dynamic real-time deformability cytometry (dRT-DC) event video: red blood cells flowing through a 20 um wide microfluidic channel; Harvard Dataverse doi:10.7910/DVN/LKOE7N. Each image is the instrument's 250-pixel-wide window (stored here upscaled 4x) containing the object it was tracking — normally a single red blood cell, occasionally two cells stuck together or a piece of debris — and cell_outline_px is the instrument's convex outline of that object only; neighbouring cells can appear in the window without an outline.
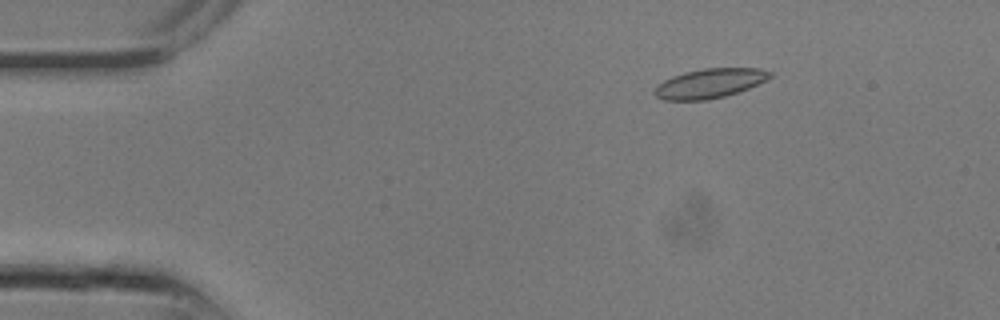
{"species": "common noctule bat (a hibernating species)", "species_latin": "Nyctalus noctula", "temperature_condition": "room temperature", "stored_images_in_passage": 19, "camera_frame_rate_fps": 3000, "um_per_image_px": 0.085, "animal": {"sex": "male", "body_mass_g": 13.3}, "frame": {"image": 1, "passage_image": 4, "time_ms": 1.0, "image_size_px": [1000, 320], "cell_outline_px": [[772, 76], [748, 88], [724, 96], [708, 100], [664, 100], [656, 96], [652, 92], [656, 84], [672, 76], [684, 72], [704, 68], [760, 68], [772, 72]], "centroid_in_image_um": [60.26, 7.08], "position_along_channel_um": 24.7, "area_um2": 19.77}}
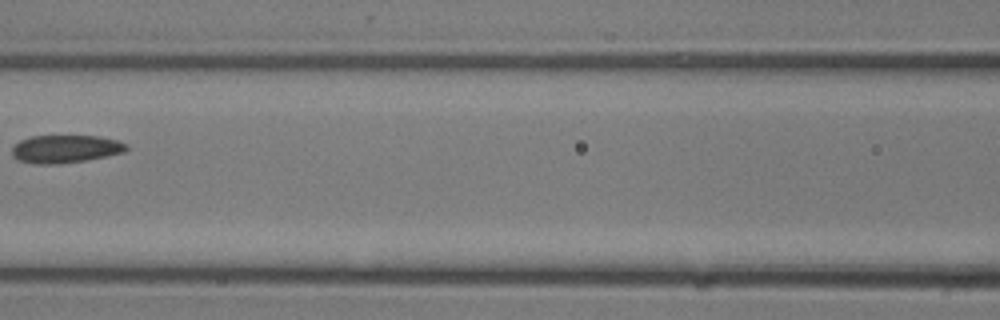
{"frame": {"image": 2, "passage_image": 12, "time_ms": 3.667, "image_size_px": [1000, 320], "cell_outline_px": [[128, 148], [124, 152], [84, 160], [56, 164], [36, 164], [16, 160], [12, 156], [12, 148], [20, 140], [32, 136], [96, 136], [116, 140], [128, 144]], "centroid_in_image_um": [5.52, 12.66], "position_along_channel_um": 161.1, "area_um2": 18.44}}
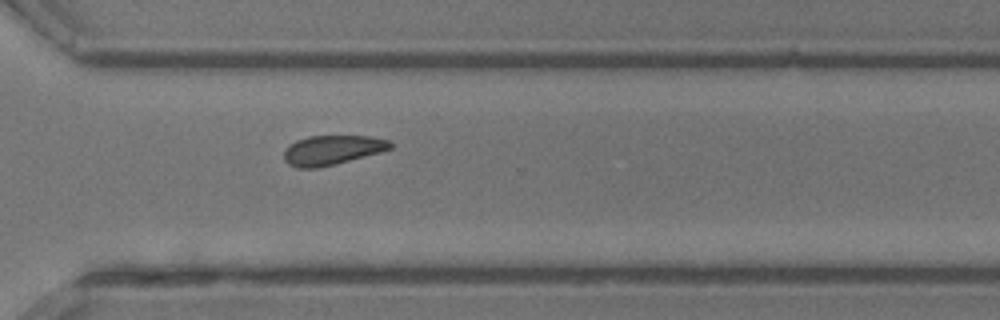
{"frame": {"image": 3, "passage_image": 19, "time_ms": 6.0, "image_size_px": [1000, 320], "cell_outline_px": [[392, 148], [380, 152], [336, 164], [316, 168], [296, 168], [288, 164], [284, 160], [284, 152], [288, 144], [296, 140], [308, 136], [368, 136], [388, 140], [392, 144]], "centroid_in_image_um": [28.19, 12.76], "position_along_channel_um": 342.4, "area_um2": 18.32}}